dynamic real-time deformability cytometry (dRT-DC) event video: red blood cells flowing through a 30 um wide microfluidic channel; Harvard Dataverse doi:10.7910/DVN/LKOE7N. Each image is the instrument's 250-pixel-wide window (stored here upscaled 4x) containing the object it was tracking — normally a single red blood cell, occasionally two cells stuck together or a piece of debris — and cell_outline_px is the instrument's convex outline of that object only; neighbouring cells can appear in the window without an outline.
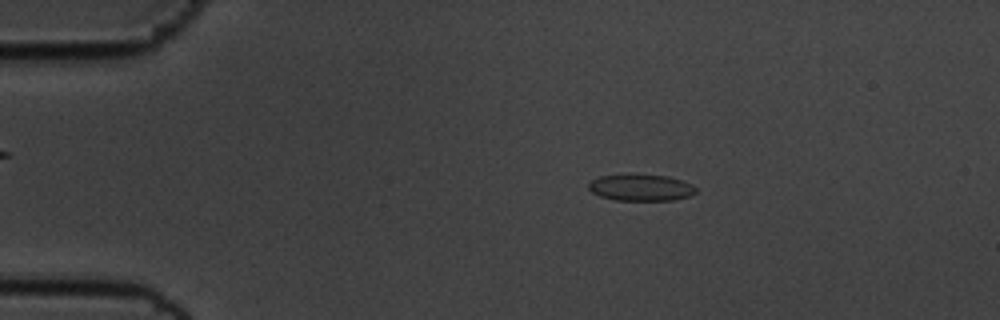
{"species": "common noctule bat (a hibernating species)", "species_latin": "Nyctalus noctula", "temperature_condition": "cold", "stored_images_in_passage": 54, "camera_frame_rate_fps": 3000, "um_per_image_px": 0.085, "animal": {"sex": "male", "body_mass_g": 19.5, "forearm_length_mm": 54.6}, "frame": {"image": 1, "passage_image": 8, "time_ms": 2.333, "image_size_px": [1000, 320], "cell_outline_px": [[696, 192], [688, 196], [672, 200], [616, 200], [600, 196], [592, 192], [588, 188], [588, 184], [592, 180], [600, 176], [668, 176], [692, 184], [696, 188]], "centroid_in_image_um": [54.48, 15.97], "position_along_channel_um": 30.5, "area_um2": 16.01}}
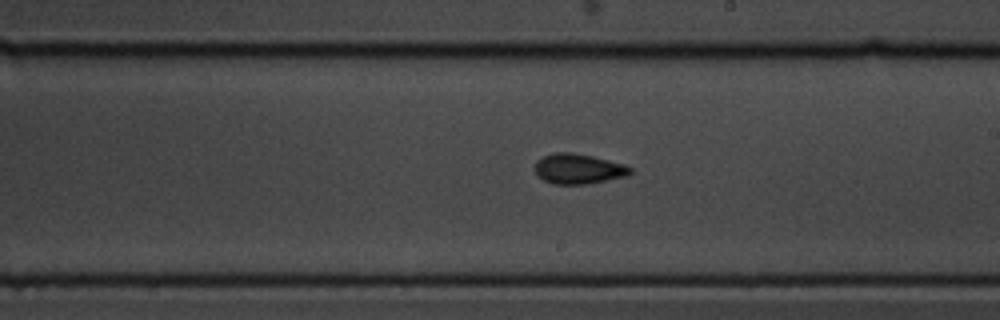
{"frame": {"image": 2, "passage_image": 30, "time_ms": 9.667, "image_size_px": [1000, 320], "cell_outline_px": [[632, 172], [628, 176], [588, 184], [552, 184], [536, 176], [536, 160], [544, 156], [556, 152], [568, 152], [592, 156], [624, 164], [632, 168]], "centroid_in_image_um": [49.17, 14.36], "position_along_channel_um": 239.8, "area_um2": 16.76}}
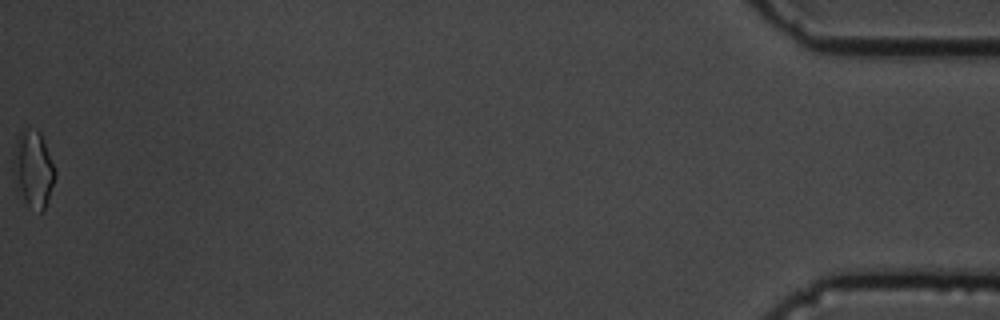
{"frame": {"image": 3, "passage_image": 54, "time_ms": 17.667, "image_size_px": [1000, 320], "cell_outline_px": [[56, 176], [44, 212], [40, 212], [16, 196], [12, 176], [12, 160], [16, 136], [24, 128], [36, 128], [40, 132], [56, 168]], "centroid_in_image_um": [2.78, 14.38], "position_along_channel_um": 432.4, "area_um2": 19.59}, "authors_computed_cell_mechanics": {"area_um2": 16.2418, "velocity_mm_per_s": 3.5893, "shape_relaxation_time_tau1_ms": 3.2341, "shape_relaxation_time_tau2_ms": 1.7725, "deformation_change_tau1": 0.098, "deformation_change_tau2": 0.0628}}